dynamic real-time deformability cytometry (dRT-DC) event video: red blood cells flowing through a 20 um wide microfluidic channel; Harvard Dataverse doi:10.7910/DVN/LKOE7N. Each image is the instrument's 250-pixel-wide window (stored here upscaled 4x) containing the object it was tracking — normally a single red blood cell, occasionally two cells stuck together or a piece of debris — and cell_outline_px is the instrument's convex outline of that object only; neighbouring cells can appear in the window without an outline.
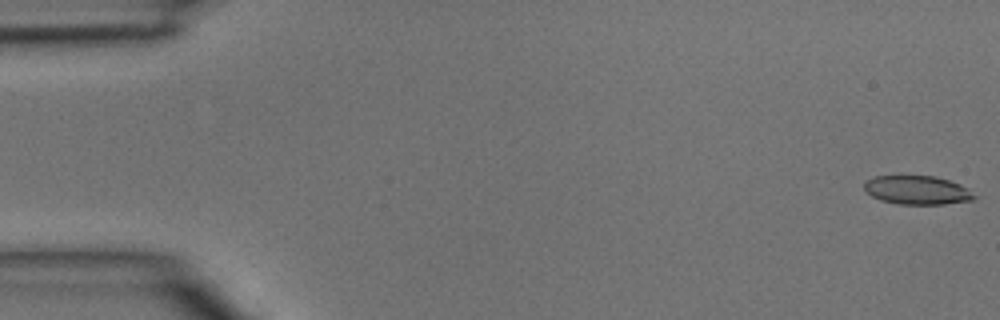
{"species": "common noctule bat (a hibernating species)", "species_latin": "Nyctalus noctula", "temperature_condition": "room temperature", "stored_images_in_passage": 2, "segment_of_instrument_passage": [2, 2], "camera_frame_rate_fps": 3000, "um_per_image_px": 0.085, "animal": {"sex": "male", "body_mass_g": 15.6}, "frame": {"image": 1, "passage_image": 2, "time_ms": 0.333, "image_size_px": [1000, 320], "cell_outline_px": [[976, 200], [944, 204], [896, 204], [880, 200], [872, 196], [864, 188], [864, 184], [868, 180], [876, 176], [936, 176], [960, 184], [968, 188], [976, 196]], "centroid_in_image_um": [78.01, 16.17], "position_along_channel_um": 7.0, "area_um2": 18.44}}